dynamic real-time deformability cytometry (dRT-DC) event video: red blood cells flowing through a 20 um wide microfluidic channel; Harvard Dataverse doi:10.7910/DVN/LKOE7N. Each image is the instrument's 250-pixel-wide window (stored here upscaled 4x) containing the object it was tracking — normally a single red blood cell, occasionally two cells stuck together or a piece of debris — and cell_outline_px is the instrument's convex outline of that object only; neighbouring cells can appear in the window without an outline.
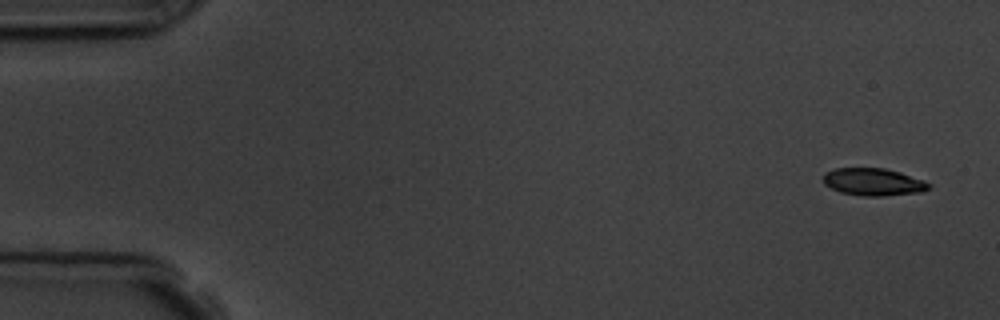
{"species": "common noctule bat (a hibernating species)", "species_latin": "Nyctalus noctula", "temperature_condition": "room temperature", "stored_images_in_passage": 5, "camera_frame_rate_fps": 3000, "um_per_image_px": 0.085, "animal": {"sex": "male", "body_mass_g": 19.5, "forearm_length_mm": 54.6}, "frame": {"image": 1, "passage_image": 1, "time_ms": 0.0, "image_size_px": [1000, 320], "cell_outline_px": [[932, 188], [920, 192], [880, 196], [860, 196], [840, 192], [824, 184], [824, 172], [836, 168], [884, 168], [900, 172], [924, 180], [932, 184]], "centroid_in_image_um": [74.25, 15.46], "position_along_channel_um": 10.7, "area_um2": 16.94}}
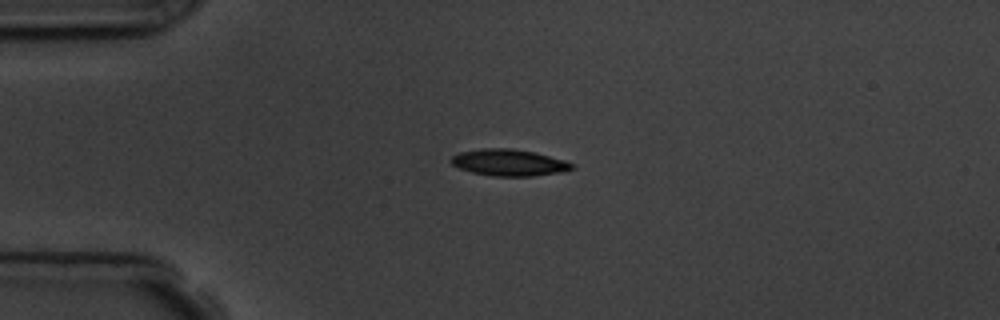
{"frame": {"image": 2, "passage_image": 4, "time_ms": 3.667, "image_size_px": [1000, 320], "cell_outline_px": [[576, 168], [564, 172], [532, 176], [492, 176], [472, 172], [460, 168], [452, 164], [448, 160], [452, 156], [460, 152], [484, 148], [512, 148], [536, 152], [564, 160], [572, 164]], "centroid_in_image_um": [43.28, 13.82], "position_along_channel_um": 41.7, "area_um2": 18.84}}